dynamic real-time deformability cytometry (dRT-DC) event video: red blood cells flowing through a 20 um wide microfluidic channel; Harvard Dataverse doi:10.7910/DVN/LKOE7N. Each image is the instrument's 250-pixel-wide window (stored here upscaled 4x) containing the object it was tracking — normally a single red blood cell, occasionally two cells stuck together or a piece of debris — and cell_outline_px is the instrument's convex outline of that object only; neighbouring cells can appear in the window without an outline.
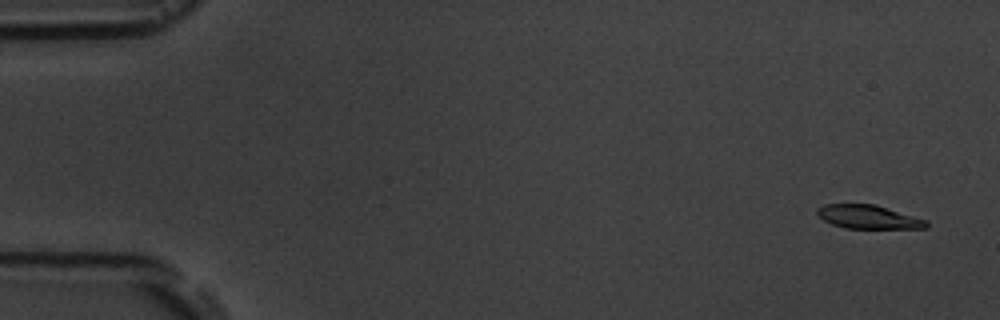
{"species": "common noctule bat (a hibernating species)", "species_latin": "Nyctalus noctula", "temperature_condition": "room temperature", "stored_images_in_passage": 5, "camera_frame_rate_fps": 3000, "um_per_image_px": 0.085, "animal": {"sex": "male", "body_mass_g": 19.5, "forearm_length_mm": 54.6}, "frame": {"image": 1, "passage_image": 1, "time_ms": 0.0, "image_size_px": [1000, 320], "cell_outline_px": [[928, 228], [844, 228], [832, 224], [824, 220], [816, 212], [816, 208], [824, 204], [876, 204], [928, 220]], "centroid_in_image_um": [73.83, 18.43], "position_along_channel_um": 11.2, "area_um2": 15.09}}